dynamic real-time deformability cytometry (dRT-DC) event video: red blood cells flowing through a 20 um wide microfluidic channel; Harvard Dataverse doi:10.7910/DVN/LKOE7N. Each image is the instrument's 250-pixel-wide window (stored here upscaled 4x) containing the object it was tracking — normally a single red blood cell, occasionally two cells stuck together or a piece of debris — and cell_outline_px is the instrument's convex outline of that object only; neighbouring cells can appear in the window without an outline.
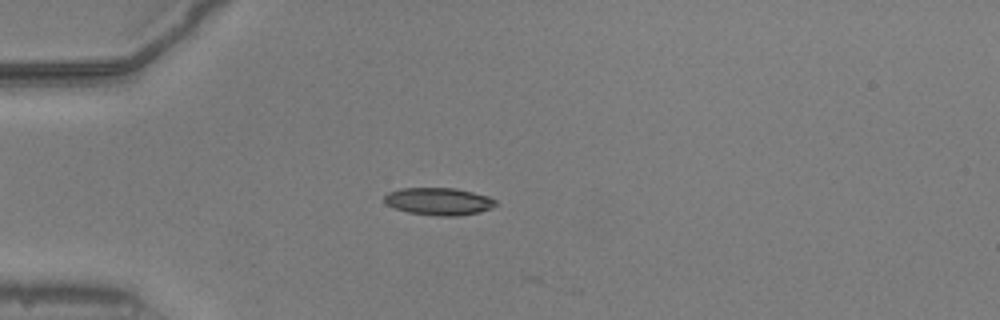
{"species": "common noctule bat (a hibernating species)", "species_latin": "Nyctalus noctula", "temperature_condition": "warm", "stored_images_in_passage": 18, "camera_frame_rate_fps": 3000, "um_per_image_px": 0.085, "animal": {"sex": "male", "body_mass_g": 20.5, "forearm_length_mm": 52.5}, "frame": {"image": 1, "passage_image": 15, "time_ms": 4.667, "image_size_px": [1000, 320], "cell_outline_px": [[496, 204], [492, 208], [480, 212], [456, 216], [436, 216], [408, 212], [396, 208], [388, 204], [384, 200], [384, 196], [388, 192], [400, 188], [456, 188], [488, 196], [496, 200]], "centroid_in_image_um": [37.31, 17.11], "position_along_channel_um": 47.7, "area_um2": 17.74}}